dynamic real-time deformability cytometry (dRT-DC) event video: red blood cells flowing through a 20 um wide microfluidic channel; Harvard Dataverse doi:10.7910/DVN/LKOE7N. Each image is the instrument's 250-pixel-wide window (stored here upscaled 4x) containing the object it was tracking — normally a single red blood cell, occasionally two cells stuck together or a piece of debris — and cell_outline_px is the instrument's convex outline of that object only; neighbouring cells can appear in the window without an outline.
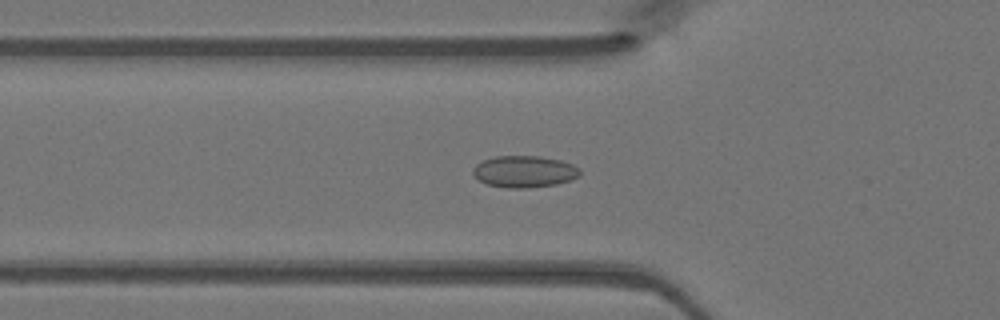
{"species": "Egyptian fruit bat (a non-hibernating species)", "species_latin": "Rousettus aegyptiacus", "temperature_condition": "warm", "stored_images_in_passage": 48, "camera_frame_rate_fps": 3000, "um_per_image_px": 0.085, "animal": {"sex": "female"}, "frame": {"image": 1, "passage_image": 16, "time_ms": 5.0, "image_size_px": [1000, 320], "cell_outline_px": [[580, 176], [556, 184], [528, 188], [508, 188], [488, 184], [480, 180], [472, 172], [472, 168], [476, 164], [484, 160], [496, 156], [540, 156], [560, 160], [572, 164], [580, 168]], "centroid_in_image_um": [44.58, 14.58], "position_along_channel_um": 81.2, "area_um2": 19.65}}
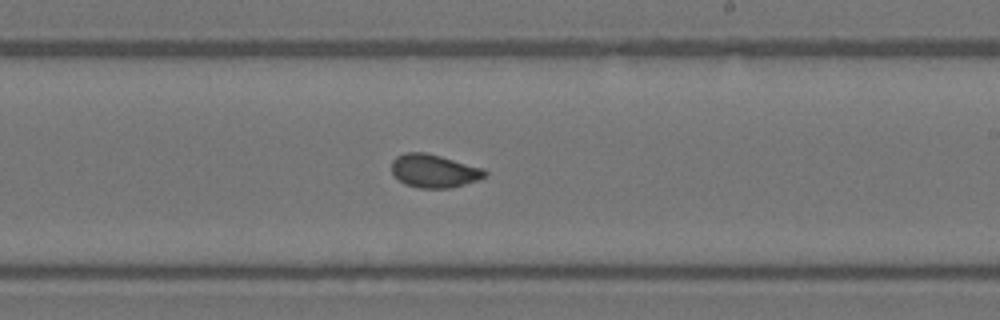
{"frame": {"image": 2, "passage_image": 28, "time_ms": 9.0, "image_size_px": [1000, 320], "cell_outline_px": [[488, 172], [484, 176], [476, 180], [464, 184], [448, 188], [420, 188], [404, 184], [392, 172], [392, 160], [396, 156], [404, 152], [424, 152], [440, 156], [484, 168]], "centroid_in_image_um": [36.87, 14.52], "position_along_channel_um": 252.1, "area_um2": 17.92}}
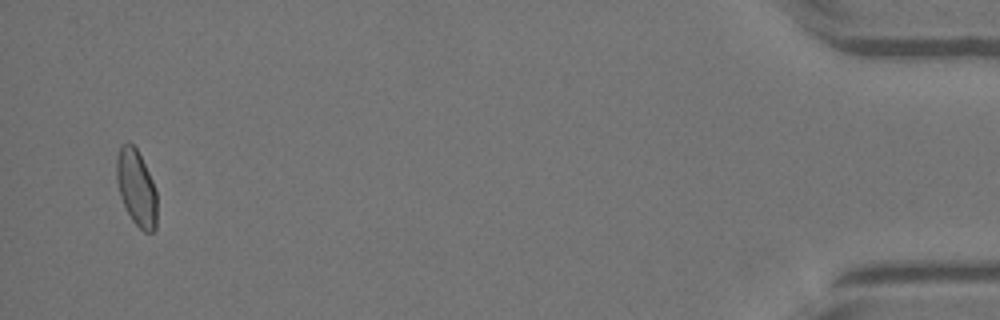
{"frame": {"image": 3, "passage_image": 46, "time_ms": 15.0, "image_size_px": [1000, 320], "cell_outline_px": [[156, 228], [152, 232], [144, 232], [132, 220], [120, 196], [116, 180], [116, 156], [120, 144], [132, 144], [136, 148], [156, 188]], "centroid_in_image_um": [11.58, 15.96], "position_along_channel_um": 423.6, "area_um2": 17.8}}